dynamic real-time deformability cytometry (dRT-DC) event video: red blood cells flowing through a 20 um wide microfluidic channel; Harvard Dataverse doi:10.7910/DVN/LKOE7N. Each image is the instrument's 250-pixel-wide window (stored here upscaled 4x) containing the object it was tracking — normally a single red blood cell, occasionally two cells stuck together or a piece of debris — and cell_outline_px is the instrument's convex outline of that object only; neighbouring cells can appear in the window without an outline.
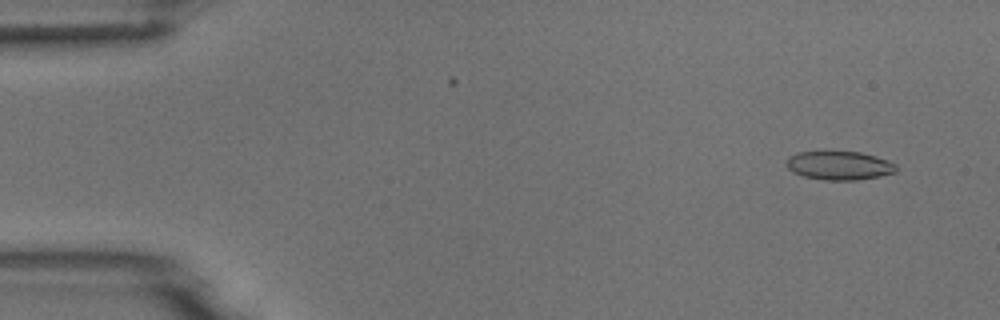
{"species": "common noctule bat (a hibernating species)", "species_latin": "Nyctalus noctula", "temperature_condition": "room temperature", "stored_images_in_passage": 5, "camera_frame_rate_fps": 3000, "um_per_image_px": 0.085, "animal": {"sex": "male", "body_mass_g": 18.8}, "frame": {"image": 1, "passage_image": 2, "time_ms": 1.0, "image_size_px": [1000, 320], "cell_outline_px": [[900, 168], [896, 172], [880, 176], [856, 180], [824, 180], [804, 176], [792, 172], [784, 164], [788, 156], [796, 152], [860, 152], [876, 156], [888, 160], [896, 164]], "centroid_in_image_um": [71.34, 14.07], "position_along_channel_um": 13.7, "area_um2": 18.55}}
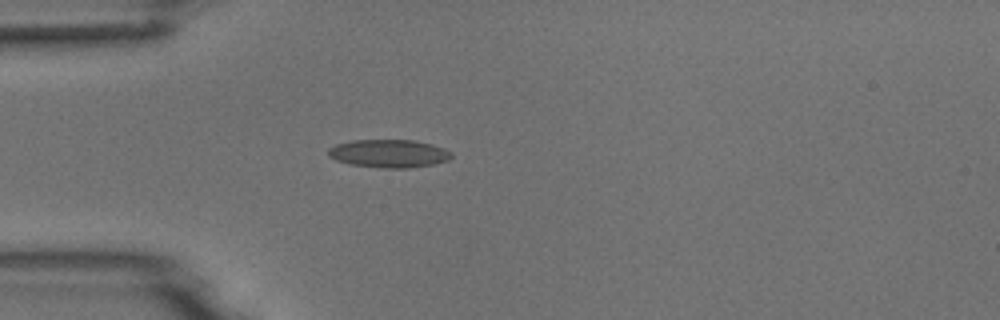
{"frame": {"image": 2, "passage_image": 5, "time_ms": 4.667, "image_size_px": [1000, 320], "cell_outline_px": [[452, 156], [448, 160], [432, 164], [408, 168], [380, 168], [352, 164], [336, 160], [328, 156], [328, 148], [336, 144], [352, 140], [412, 140], [432, 144], [444, 148], [452, 152]], "centroid_in_image_um": [33.05, 13.04], "position_along_channel_um": 52.0, "area_um2": 20.11}}